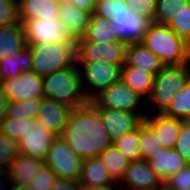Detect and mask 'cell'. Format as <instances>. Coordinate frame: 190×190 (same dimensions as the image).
Instances as JSON below:
<instances>
[{"label": "cell", "mask_w": 190, "mask_h": 190, "mask_svg": "<svg viewBox=\"0 0 190 190\" xmlns=\"http://www.w3.org/2000/svg\"><path fill=\"white\" fill-rule=\"evenodd\" d=\"M62 138L82 160L98 157L112 145L101 116L91 102L71 110Z\"/></svg>", "instance_id": "cell-1"}, {"label": "cell", "mask_w": 190, "mask_h": 190, "mask_svg": "<svg viewBox=\"0 0 190 190\" xmlns=\"http://www.w3.org/2000/svg\"><path fill=\"white\" fill-rule=\"evenodd\" d=\"M93 13L115 24L119 39L127 44L141 43L151 23L132 10L126 0H98Z\"/></svg>", "instance_id": "cell-2"}, {"label": "cell", "mask_w": 190, "mask_h": 190, "mask_svg": "<svg viewBox=\"0 0 190 190\" xmlns=\"http://www.w3.org/2000/svg\"><path fill=\"white\" fill-rule=\"evenodd\" d=\"M141 43L155 54L164 66H178L190 62L189 44L167 25L151 22Z\"/></svg>", "instance_id": "cell-3"}, {"label": "cell", "mask_w": 190, "mask_h": 190, "mask_svg": "<svg viewBox=\"0 0 190 190\" xmlns=\"http://www.w3.org/2000/svg\"><path fill=\"white\" fill-rule=\"evenodd\" d=\"M45 98L68 105L72 109L89 103L83 90L80 68L68 67L42 77Z\"/></svg>", "instance_id": "cell-4"}, {"label": "cell", "mask_w": 190, "mask_h": 190, "mask_svg": "<svg viewBox=\"0 0 190 190\" xmlns=\"http://www.w3.org/2000/svg\"><path fill=\"white\" fill-rule=\"evenodd\" d=\"M190 78V62L178 66H164L153 77L152 92L147 101L154 104L157 113H163L173 97L181 91Z\"/></svg>", "instance_id": "cell-5"}, {"label": "cell", "mask_w": 190, "mask_h": 190, "mask_svg": "<svg viewBox=\"0 0 190 190\" xmlns=\"http://www.w3.org/2000/svg\"><path fill=\"white\" fill-rule=\"evenodd\" d=\"M76 44L42 43L30 45L32 71L44 77L53 72L76 65Z\"/></svg>", "instance_id": "cell-6"}, {"label": "cell", "mask_w": 190, "mask_h": 190, "mask_svg": "<svg viewBox=\"0 0 190 190\" xmlns=\"http://www.w3.org/2000/svg\"><path fill=\"white\" fill-rule=\"evenodd\" d=\"M128 44L123 41L90 42L84 38L77 39L75 45L76 65L102 60L107 64L124 65L126 63Z\"/></svg>", "instance_id": "cell-7"}, {"label": "cell", "mask_w": 190, "mask_h": 190, "mask_svg": "<svg viewBox=\"0 0 190 190\" xmlns=\"http://www.w3.org/2000/svg\"><path fill=\"white\" fill-rule=\"evenodd\" d=\"M23 27L27 45L42 43L76 44L77 42L68 26L58 18L29 20Z\"/></svg>", "instance_id": "cell-8"}, {"label": "cell", "mask_w": 190, "mask_h": 190, "mask_svg": "<svg viewBox=\"0 0 190 190\" xmlns=\"http://www.w3.org/2000/svg\"><path fill=\"white\" fill-rule=\"evenodd\" d=\"M58 178L79 181L83 160L78 157L62 136L54 138L44 162Z\"/></svg>", "instance_id": "cell-9"}, {"label": "cell", "mask_w": 190, "mask_h": 190, "mask_svg": "<svg viewBox=\"0 0 190 190\" xmlns=\"http://www.w3.org/2000/svg\"><path fill=\"white\" fill-rule=\"evenodd\" d=\"M123 65L107 64L102 60L84 63L80 72L82 83L88 84L95 91H85L89 101H92L99 93L121 80V68Z\"/></svg>", "instance_id": "cell-10"}, {"label": "cell", "mask_w": 190, "mask_h": 190, "mask_svg": "<svg viewBox=\"0 0 190 190\" xmlns=\"http://www.w3.org/2000/svg\"><path fill=\"white\" fill-rule=\"evenodd\" d=\"M144 100L133 92L122 80L112 84L92 101L95 107H103L123 112H138Z\"/></svg>", "instance_id": "cell-11"}, {"label": "cell", "mask_w": 190, "mask_h": 190, "mask_svg": "<svg viewBox=\"0 0 190 190\" xmlns=\"http://www.w3.org/2000/svg\"><path fill=\"white\" fill-rule=\"evenodd\" d=\"M55 137L39 121L27 119L26 134L19 141L20 154L45 162Z\"/></svg>", "instance_id": "cell-12"}, {"label": "cell", "mask_w": 190, "mask_h": 190, "mask_svg": "<svg viewBox=\"0 0 190 190\" xmlns=\"http://www.w3.org/2000/svg\"><path fill=\"white\" fill-rule=\"evenodd\" d=\"M0 88L8 98V101L45 98L42 77L33 71L21 74L17 78L1 82Z\"/></svg>", "instance_id": "cell-13"}, {"label": "cell", "mask_w": 190, "mask_h": 190, "mask_svg": "<svg viewBox=\"0 0 190 190\" xmlns=\"http://www.w3.org/2000/svg\"><path fill=\"white\" fill-rule=\"evenodd\" d=\"M112 141L134 131L144 122L145 112H123L96 107Z\"/></svg>", "instance_id": "cell-14"}, {"label": "cell", "mask_w": 190, "mask_h": 190, "mask_svg": "<svg viewBox=\"0 0 190 190\" xmlns=\"http://www.w3.org/2000/svg\"><path fill=\"white\" fill-rule=\"evenodd\" d=\"M120 182L122 187L125 185L136 190H161L163 188V184L151 169L149 162L140 159L130 162Z\"/></svg>", "instance_id": "cell-15"}, {"label": "cell", "mask_w": 190, "mask_h": 190, "mask_svg": "<svg viewBox=\"0 0 190 190\" xmlns=\"http://www.w3.org/2000/svg\"><path fill=\"white\" fill-rule=\"evenodd\" d=\"M44 162L31 156L18 155L0 183L10 189L27 187ZM8 184L10 187H8Z\"/></svg>", "instance_id": "cell-16"}, {"label": "cell", "mask_w": 190, "mask_h": 190, "mask_svg": "<svg viewBox=\"0 0 190 190\" xmlns=\"http://www.w3.org/2000/svg\"><path fill=\"white\" fill-rule=\"evenodd\" d=\"M72 108L48 98L40 99L36 120L43 124L54 136H62Z\"/></svg>", "instance_id": "cell-17"}, {"label": "cell", "mask_w": 190, "mask_h": 190, "mask_svg": "<svg viewBox=\"0 0 190 190\" xmlns=\"http://www.w3.org/2000/svg\"><path fill=\"white\" fill-rule=\"evenodd\" d=\"M183 121L163 113H155L153 117L146 113L144 118V122L152 129L158 142L166 148H174Z\"/></svg>", "instance_id": "cell-18"}, {"label": "cell", "mask_w": 190, "mask_h": 190, "mask_svg": "<svg viewBox=\"0 0 190 190\" xmlns=\"http://www.w3.org/2000/svg\"><path fill=\"white\" fill-rule=\"evenodd\" d=\"M32 71L31 46L25 44L11 56L0 57V83Z\"/></svg>", "instance_id": "cell-19"}, {"label": "cell", "mask_w": 190, "mask_h": 190, "mask_svg": "<svg viewBox=\"0 0 190 190\" xmlns=\"http://www.w3.org/2000/svg\"><path fill=\"white\" fill-rule=\"evenodd\" d=\"M151 169L155 172L157 178L163 184L168 177L177 173L188 164L183 157L174 150V148L164 147L148 160Z\"/></svg>", "instance_id": "cell-20"}, {"label": "cell", "mask_w": 190, "mask_h": 190, "mask_svg": "<svg viewBox=\"0 0 190 190\" xmlns=\"http://www.w3.org/2000/svg\"><path fill=\"white\" fill-rule=\"evenodd\" d=\"M22 25L29 20L58 18L60 0H18Z\"/></svg>", "instance_id": "cell-21"}, {"label": "cell", "mask_w": 190, "mask_h": 190, "mask_svg": "<svg viewBox=\"0 0 190 190\" xmlns=\"http://www.w3.org/2000/svg\"><path fill=\"white\" fill-rule=\"evenodd\" d=\"M91 14L78 9L67 0H60L58 19L64 22L76 39L87 33Z\"/></svg>", "instance_id": "cell-22"}, {"label": "cell", "mask_w": 190, "mask_h": 190, "mask_svg": "<svg viewBox=\"0 0 190 190\" xmlns=\"http://www.w3.org/2000/svg\"><path fill=\"white\" fill-rule=\"evenodd\" d=\"M126 64L141 68L153 76L164 68L161 60L142 43L128 44Z\"/></svg>", "instance_id": "cell-23"}, {"label": "cell", "mask_w": 190, "mask_h": 190, "mask_svg": "<svg viewBox=\"0 0 190 190\" xmlns=\"http://www.w3.org/2000/svg\"><path fill=\"white\" fill-rule=\"evenodd\" d=\"M153 77L151 73L126 63L121 68V80L146 102L152 92Z\"/></svg>", "instance_id": "cell-24"}, {"label": "cell", "mask_w": 190, "mask_h": 190, "mask_svg": "<svg viewBox=\"0 0 190 190\" xmlns=\"http://www.w3.org/2000/svg\"><path fill=\"white\" fill-rule=\"evenodd\" d=\"M80 186H110L116 184L110 177L100 156L83 160Z\"/></svg>", "instance_id": "cell-25"}, {"label": "cell", "mask_w": 190, "mask_h": 190, "mask_svg": "<svg viewBox=\"0 0 190 190\" xmlns=\"http://www.w3.org/2000/svg\"><path fill=\"white\" fill-rule=\"evenodd\" d=\"M90 42H115L121 41L118 36L116 25L110 23L105 17L91 14L87 33L83 37Z\"/></svg>", "instance_id": "cell-26"}, {"label": "cell", "mask_w": 190, "mask_h": 190, "mask_svg": "<svg viewBox=\"0 0 190 190\" xmlns=\"http://www.w3.org/2000/svg\"><path fill=\"white\" fill-rule=\"evenodd\" d=\"M25 44V32L22 24L0 27V57L11 56Z\"/></svg>", "instance_id": "cell-27"}, {"label": "cell", "mask_w": 190, "mask_h": 190, "mask_svg": "<svg viewBox=\"0 0 190 190\" xmlns=\"http://www.w3.org/2000/svg\"><path fill=\"white\" fill-rule=\"evenodd\" d=\"M100 157L110 177L115 183L122 179L124 170L129 166L131 162L121 151H119L113 145L104 150Z\"/></svg>", "instance_id": "cell-28"}, {"label": "cell", "mask_w": 190, "mask_h": 190, "mask_svg": "<svg viewBox=\"0 0 190 190\" xmlns=\"http://www.w3.org/2000/svg\"><path fill=\"white\" fill-rule=\"evenodd\" d=\"M163 114L184 121L190 119V78L184 88L173 97Z\"/></svg>", "instance_id": "cell-29"}, {"label": "cell", "mask_w": 190, "mask_h": 190, "mask_svg": "<svg viewBox=\"0 0 190 190\" xmlns=\"http://www.w3.org/2000/svg\"><path fill=\"white\" fill-rule=\"evenodd\" d=\"M39 108L40 99L9 101L5 117L12 120H36Z\"/></svg>", "instance_id": "cell-30"}, {"label": "cell", "mask_w": 190, "mask_h": 190, "mask_svg": "<svg viewBox=\"0 0 190 190\" xmlns=\"http://www.w3.org/2000/svg\"><path fill=\"white\" fill-rule=\"evenodd\" d=\"M139 154L140 160L148 161L156 154L159 150L164 148L161 143L158 142L152 129L143 122L139 126Z\"/></svg>", "instance_id": "cell-31"}, {"label": "cell", "mask_w": 190, "mask_h": 190, "mask_svg": "<svg viewBox=\"0 0 190 190\" xmlns=\"http://www.w3.org/2000/svg\"><path fill=\"white\" fill-rule=\"evenodd\" d=\"M18 155H20L19 142L0 133V181L8 173Z\"/></svg>", "instance_id": "cell-32"}, {"label": "cell", "mask_w": 190, "mask_h": 190, "mask_svg": "<svg viewBox=\"0 0 190 190\" xmlns=\"http://www.w3.org/2000/svg\"><path fill=\"white\" fill-rule=\"evenodd\" d=\"M112 145L121 151L131 162L139 160V128L115 139L112 141Z\"/></svg>", "instance_id": "cell-33"}, {"label": "cell", "mask_w": 190, "mask_h": 190, "mask_svg": "<svg viewBox=\"0 0 190 190\" xmlns=\"http://www.w3.org/2000/svg\"><path fill=\"white\" fill-rule=\"evenodd\" d=\"M167 26L187 43L190 42V0L185 7L173 14V18Z\"/></svg>", "instance_id": "cell-34"}, {"label": "cell", "mask_w": 190, "mask_h": 190, "mask_svg": "<svg viewBox=\"0 0 190 190\" xmlns=\"http://www.w3.org/2000/svg\"><path fill=\"white\" fill-rule=\"evenodd\" d=\"M189 0H157L153 23L167 25L173 14L188 3Z\"/></svg>", "instance_id": "cell-35"}, {"label": "cell", "mask_w": 190, "mask_h": 190, "mask_svg": "<svg viewBox=\"0 0 190 190\" xmlns=\"http://www.w3.org/2000/svg\"><path fill=\"white\" fill-rule=\"evenodd\" d=\"M58 176L45 163L37 170L35 177L31 180L28 187L32 190H50L55 184Z\"/></svg>", "instance_id": "cell-36"}, {"label": "cell", "mask_w": 190, "mask_h": 190, "mask_svg": "<svg viewBox=\"0 0 190 190\" xmlns=\"http://www.w3.org/2000/svg\"><path fill=\"white\" fill-rule=\"evenodd\" d=\"M20 24L18 0H0V27Z\"/></svg>", "instance_id": "cell-37"}, {"label": "cell", "mask_w": 190, "mask_h": 190, "mask_svg": "<svg viewBox=\"0 0 190 190\" xmlns=\"http://www.w3.org/2000/svg\"><path fill=\"white\" fill-rule=\"evenodd\" d=\"M27 119L12 120L10 118H4L0 123V133L17 142L26 134Z\"/></svg>", "instance_id": "cell-38"}, {"label": "cell", "mask_w": 190, "mask_h": 190, "mask_svg": "<svg viewBox=\"0 0 190 190\" xmlns=\"http://www.w3.org/2000/svg\"><path fill=\"white\" fill-rule=\"evenodd\" d=\"M166 190H188L190 189V165L180 169L174 175L168 177L163 183Z\"/></svg>", "instance_id": "cell-39"}, {"label": "cell", "mask_w": 190, "mask_h": 190, "mask_svg": "<svg viewBox=\"0 0 190 190\" xmlns=\"http://www.w3.org/2000/svg\"><path fill=\"white\" fill-rule=\"evenodd\" d=\"M174 150L190 165V121H183Z\"/></svg>", "instance_id": "cell-40"}, {"label": "cell", "mask_w": 190, "mask_h": 190, "mask_svg": "<svg viewBox=\"0 0 190 190\" xmlns=\"http://www.w3.org/2000/svg\"><path fill=\"white\" fill-rule=\"evenodd\" d=\"M126 2L132 10L153 22L157 0H126Z\"/></svg>", "instance_id": "cell-41"}, {"label": "cell", "mask_w": 190, "mask_h": 190, "mask_svg": "<svg viewBox=\"0 0 190 190\" xmlns=\"http://www.w3.org/2000/svg\"><path fill=\"white\" fill-rule=\"evenodd\" d=\"M50 190H80L79 181L58 178Z\"/></svg>", "instance_id": "cell-42"}, {"label": "cell", "mask_w": 190, "mask_h": 190, "mask_svg": "<svg viewBox=\"0 0 190 190\" xmlns=\"http://www.w3.org/2000/svg\"><path fill=\"white\" fill-rule=\"evenodd\" d=\"M69 3L76 6L78 9L89 14L94 12L95 4L98 0H67Z\"/></svg>", "instance_id": "cell-43"}, {"label": "cell", "mask_w": 190, "mask_h": 190, "mask_svg": "<svg viewBox=\"0 0 190 190\" xmlns=\"http://www.w3.org/2000/svg\"><path fill=\"white\" fill-rule=\"evenodd\" d=\"M8 102V98L4 95L2 89L0 88V123L6 116Z\"/></svg>", "instance_id": "cell-44"}, {"label": "cell", "mask_w": 190, "mask_h": 190, "mask_svg": "<svg viewBox=\"0 0 190 190\" xmlns=\"http://www.w3.org/2000/svg\"><path fill=\"white\" fill-rule=\"evenodd\" d=\"M114 185L110 186H80V190H115Z\"/></svg>", "instance_id": "cell-45"}, {"label": "cell", "mask_w": 190, "mask_h": 190, "mask_svg": "<svg viewBox=\"0 0 190 190\" xmlns=\"http://www.w3.org/2000/svg\"><path fill=\"white\" fill-rule=\"evenodd\" d=\"M0 190H32L30 187H22V188H18V189H10V188H6L4 187L1 183H0Z\"/></svg>", "instance_id": "cell-46"}]
</instances>
